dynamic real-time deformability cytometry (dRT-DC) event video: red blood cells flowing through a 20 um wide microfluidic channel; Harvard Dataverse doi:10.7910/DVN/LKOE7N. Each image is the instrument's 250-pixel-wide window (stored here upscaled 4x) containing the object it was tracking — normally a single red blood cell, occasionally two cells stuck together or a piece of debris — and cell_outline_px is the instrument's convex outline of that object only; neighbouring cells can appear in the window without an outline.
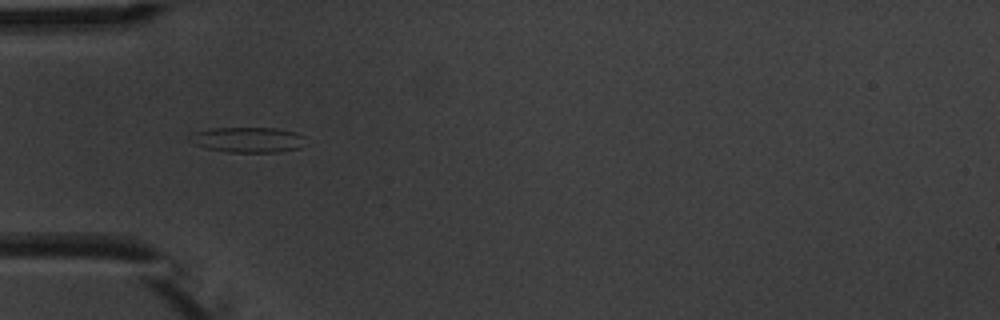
{"species": "common noctule bat (a hibernating species)", "species_latin": "Nyctalus noctula", "temperature_condition": "warm", "stored_images_in_passage": 8, "camera_frame_rate_fps": 3000, "um_per_image_px": 0.085, "animal": {"sex": "male", "body_mass_g": 20.1, "forearm_length_mm": 53.5}, "frame": {"image": 1, "passage_image": 3, "time_ms": 2.333, "image_size_px": [1000, 320], "cell_outline_px": [[304, 136], [300, 148], [280, 152], [228, 152], [208, 148], [196, 144], [188, 140], [188, 136], [196, 132], [212, 128], [276, 128], [296, 132]], "centroid_in_image_um": [21.07, 11.88], "position_along_channel_um": 63.9, "area_um2": 16.94}}
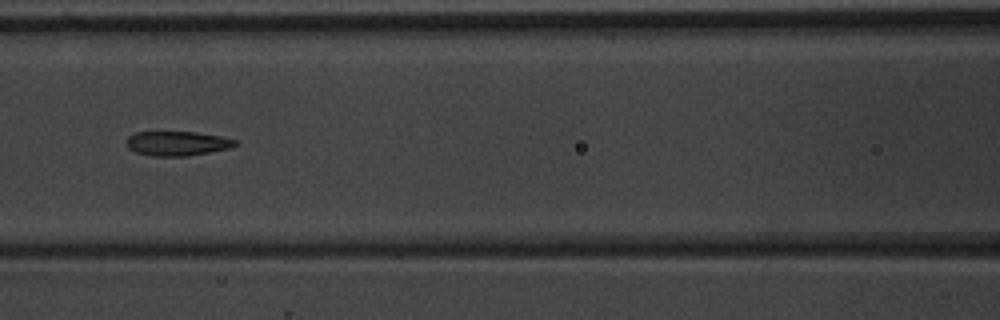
{"frame": {"image": 2, "passage_image": 5, "time_ms": 4.667, "image_size_px": [1000, 320], "cell_outline_px": [[240, 144], [232, 148], [188, 156], [152, 156], [136, 152], [128, 148], [128, 136], [136, 132], [196, 132], [224, 136], [236, 140]], "centroid_in_image_um": [15.15, 12.19], "position_along_channel_um": 151.5, "area_um2": 15.66}}
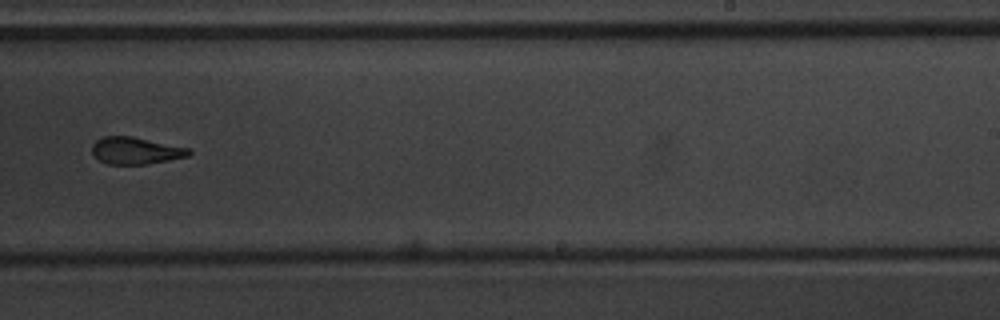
{"frame": {"image": 3, "passage_image": 8, "time_ms": 8.0, "image_size_px": [1000, 320], "cell_outline_px": [[192, 152], [188, 156], [168, 160], [144, 164], [108, 164], [100, 160], [92, 152], [92, 144], [96, 140], [104, 136], [132, 136], [192, 148]], "centroid_in_image_um": [11.56, 12.79], "position_along_channel_um": 277.4, "area_um2": 15.26}}